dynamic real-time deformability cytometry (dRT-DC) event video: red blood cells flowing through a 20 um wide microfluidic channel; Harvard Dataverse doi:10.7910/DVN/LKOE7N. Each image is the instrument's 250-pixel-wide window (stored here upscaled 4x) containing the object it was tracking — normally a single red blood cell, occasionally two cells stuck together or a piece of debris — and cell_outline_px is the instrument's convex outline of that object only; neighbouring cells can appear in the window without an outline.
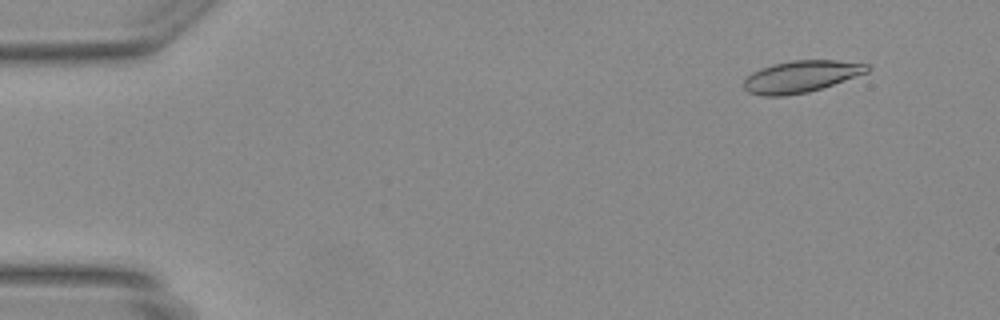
{"species": "Egyptian fruit bat (a non-hibernating species)", "species_latin": "Rousettus aegyptiacus", "temperature_condition": "warm", "stored_images_in_passage": 41, "camera_frame_rate_fps": 3000, "um_per_image_px": 0.085, "animal": {"sex": "female"}, "frame": {"image": 1, "passage_image": 5, "time_ms": 1.333, "image_size_px": [1000, 320], "cell_outline_px": [[872, 68], [868, 72], [808, 92], [784, 96], [764, 96], [748, 92], [744, 88], [744, 80], [752, 72], [760, 68], [772, 64], [792, 60], [836, 60], [868, 64]], "centroid_in_image_um": [68.07, 6.5], "position_along_channel_um": 16.9, "area_um2": 22.77}}
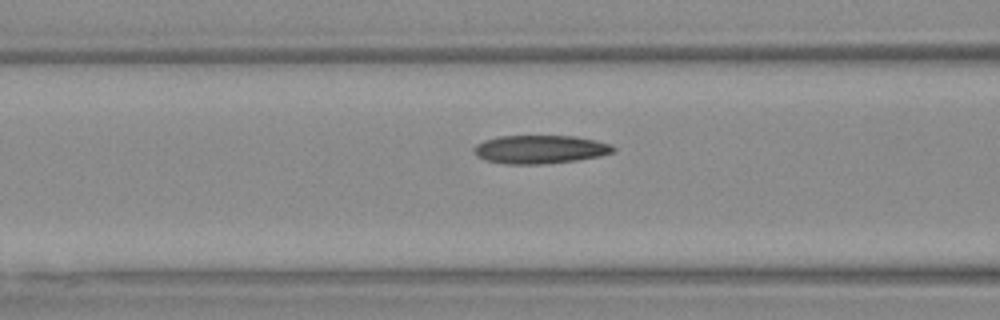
{"frame": {"image": 2, "passage_image": 20, "time_ms": 6.333, "image_size_px": [1000, 320], "cell_outline_px": [[616, 148], [612, 152], [600, 156], [576, 160], [544, 164], [508, 164], [484, 160], [476, 156], [472, 152], [472, 148], [476, 144], [484, 140], [496, 136], [576, 136], [596, 140], [612, 144]], "centroid_in_image_um": [45.87, 12.69], "position_along_channel_um": 120.7, "area_um2": 23.29}}
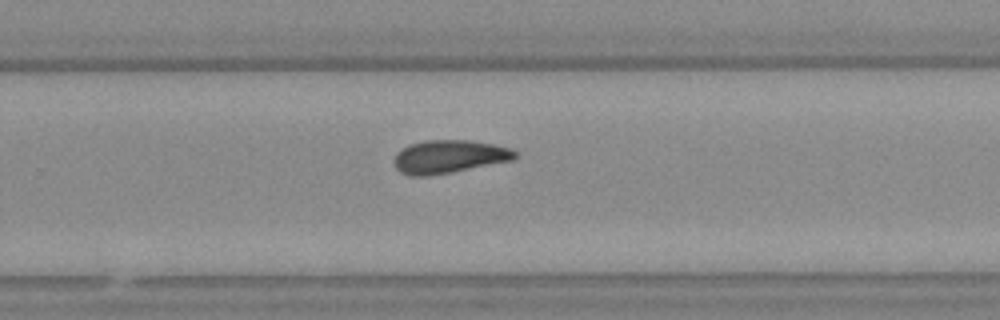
{"frame": {"image": 3, "passage_image": 32, "time_ms": 10.333, "image_size_px": [1000, 320], "cell_outline_px": [[516, 156], [512, 160], [452, 172], [428, 176], [412, 176], [400, 172], [396, 168], [392, 160], [396, 152], [400, 148], [408, 144], [428, 140], [468, 140], [492, 144], [508, 148], [516, 152]], "centroid_in_image_um": [38.08, 13.31], "position_along_channel_um": 291.7, "area_um2": 23.35}}